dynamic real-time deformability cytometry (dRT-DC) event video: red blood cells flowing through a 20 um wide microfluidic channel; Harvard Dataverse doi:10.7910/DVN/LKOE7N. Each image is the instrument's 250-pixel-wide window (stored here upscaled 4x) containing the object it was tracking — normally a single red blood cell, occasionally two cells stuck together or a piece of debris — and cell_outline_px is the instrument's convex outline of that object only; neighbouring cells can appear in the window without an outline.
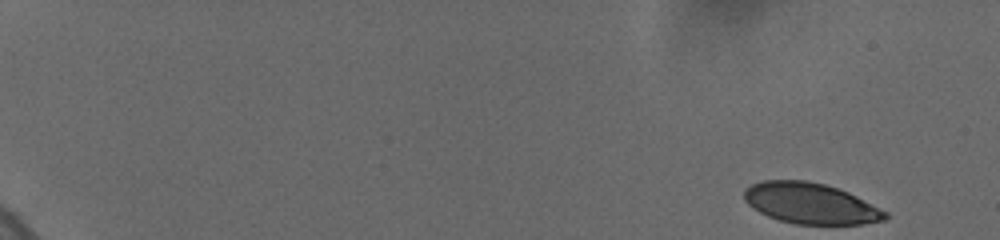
{"species": "human", "species_latin": "Homo sapiens", "temperature_condition": "cold", "stored_images_in_passage": 25, "camera_frame_rate_fps": 3000, "um_per_image_px": 0.085, "donor": {"sex": "female"}, "frame": {"image": 1, "passage_image": 1, "time_ms": 0.0, "image_size_px": [1000, 240], "cell_outline_px": [[888, 216], [884, 220], [860, 224], [796, 224], [780, 220], [768, 216], [752, 208], [744, 200], [744, 188], [752, 184], [764, 180], [808, 180], [824, 184], [848, 192], [888, 212]], "centroid_in_image_um": [68.87, 17.28], "position_along_channel_um": 16.1, "area_um2": 33.47}}
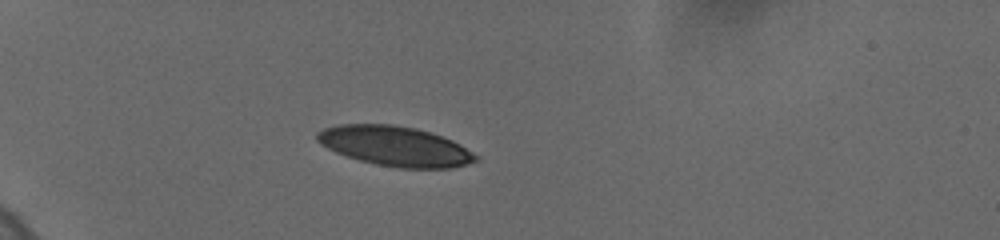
{"frame": {"image": 2, "passage_image": 20, "time_ms": 5.0, "image_size_px": [1000, 240], "cell_outline_px": [[480, 160], [452, 168], [400, 168], [376, 164], [360, 160], [336, 152], [320, 144], [316, 140], [316, 132], [324, 128], [336, 124], [392, 124], [416, 128], [452, 140], [460, 144], [480, 156]], "centroid_in_image_um": [33.59, 12.42], "position_along_channel_um": 51.4, "area_um2": 36.88}}